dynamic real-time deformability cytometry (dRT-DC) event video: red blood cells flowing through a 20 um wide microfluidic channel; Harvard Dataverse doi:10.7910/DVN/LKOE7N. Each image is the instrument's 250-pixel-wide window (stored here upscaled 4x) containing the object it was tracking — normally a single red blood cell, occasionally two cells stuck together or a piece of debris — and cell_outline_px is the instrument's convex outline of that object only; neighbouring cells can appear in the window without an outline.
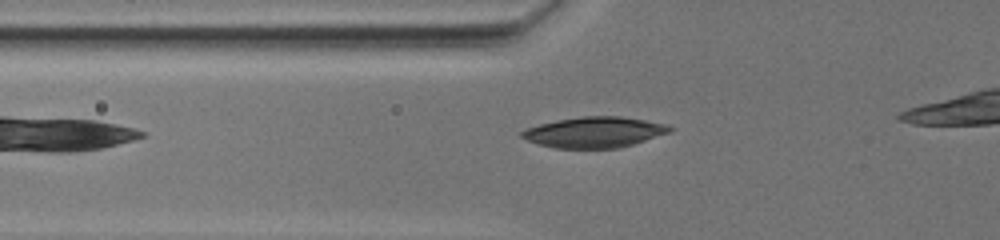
{"species": "common noctule bat (a hibernating species)", "species_latin": "Nyctalus noctula", "temperature_condition": "warm", "stored_images_in_passage": 12, "camera_frame_rate_fps": 3000, "um_per_image_px": 0.085, "animal": {"sex": "female", "body_mass_g": 19.5, "forearm_length_mm": 54.1}, "frame": {"image": 1, "passage_image": 3, "time_ms": 2.333, "image_size_px": [1000, 240], "cell_outline_px": [[676, 128], [672, 132], [632, 144], [616, 148], [552, 148], [528, 140], [520, 136], [520, 132], [528, 128], [540, 124], [556, 120], [580, 116], [620, 116], [644, 120], [664, 124]], "centroid_in_image_um": [50.54, 11.23], "position_along_channel_um": 75.3, "area_um2": 26.36}}
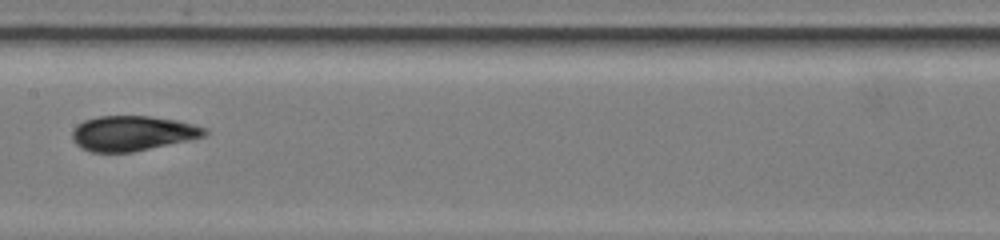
{"frame": {"image": 2, "passage_image": 7, "time_ms": 6.333, "image_size_px": [1000, 240], "cell_outline_px": [[208, 132], [204, 136], [188, 140], [132, 152], [92, 152], [80, 148], [72, 140], [72, 132], [84, 120], [100, 116], [148, 116], [176, 120], [208, 128]], "centroid_in_image_um": [11.26, 11.33], "position_along_channel_um": 196.1, "area_um2": 26.82}}
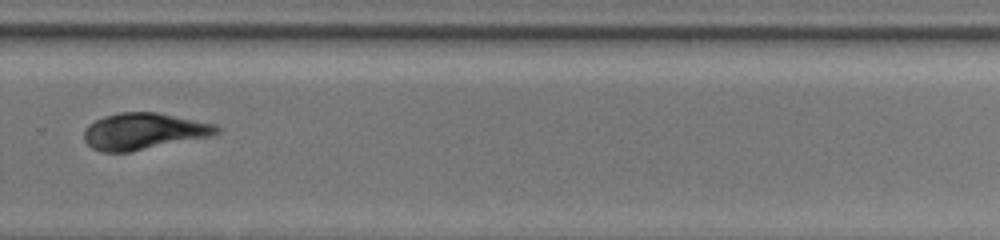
{"frame": {"image": 3, "passage_image": 11, "time_ms": 10.333, "image_size_px": [1000, 240], "cell_outline_px": [[220, 132], [212, 136], [132, 152], [100, 152], [92, 148], [84, 140], [84, 128], [88, 124], [104, 116], [120, 112], [156, 112], [216, 124], [220, 128]], "centroid_in_image_um": [12.22, 11.17], "position_along_channel_um": 317.6, "area_um2": 28.5}}